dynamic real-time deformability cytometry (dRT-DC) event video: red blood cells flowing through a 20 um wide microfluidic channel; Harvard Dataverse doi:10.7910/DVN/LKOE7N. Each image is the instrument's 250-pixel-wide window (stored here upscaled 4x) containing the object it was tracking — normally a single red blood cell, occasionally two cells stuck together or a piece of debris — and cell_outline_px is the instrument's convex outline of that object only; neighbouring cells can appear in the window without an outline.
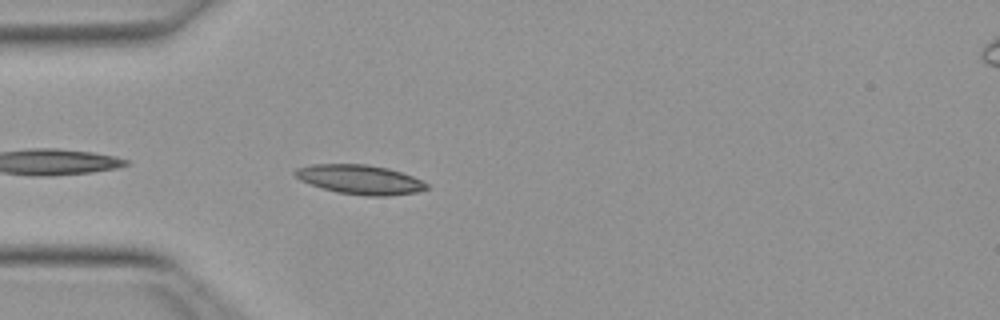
{"species": "Egyptian fruit bat (a non-hibernating species)", "species_latin": "Rousettus aegyptiacus", "temperature_condition": "warm", "stored_images_in_passage": 9, "camera_frame_rate_fps": 3000, "um_per_image_px": 0.085, "animal": {"sex": "female"}, "frame": {"image": 1, "passage_image": 2, "time_ms": 0.333, "image_size_px": [1000, 320], "cell_outline_px": [[428, 188], [416, 192], [388, 196], [368, 196], [336, 192], [300, 180], [292, 172], [296, 168], [312, 164], [368, 164], [388, 168], [412, 176], [428, 184]], "centroid_in_image_um": [30.58, 15.25], "position_along_channel_um": 54.4, "area_um2": 22.37}}